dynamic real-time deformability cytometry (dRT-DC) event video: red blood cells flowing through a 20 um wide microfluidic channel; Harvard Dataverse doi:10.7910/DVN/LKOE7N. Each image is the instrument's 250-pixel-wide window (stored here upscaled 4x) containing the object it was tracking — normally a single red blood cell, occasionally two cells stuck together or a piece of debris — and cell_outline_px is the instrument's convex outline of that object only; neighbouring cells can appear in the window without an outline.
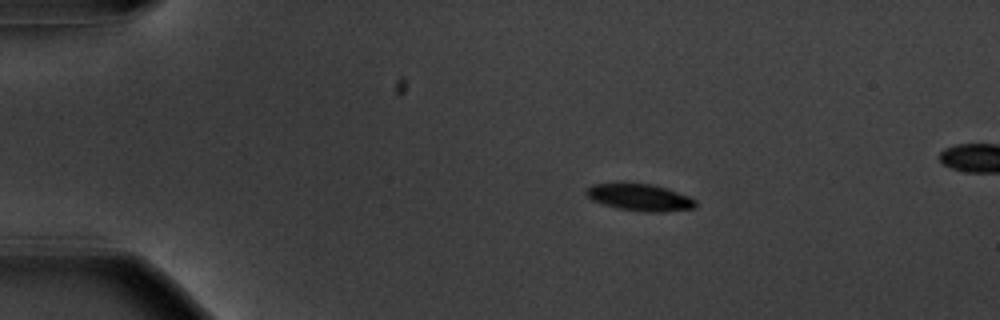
{"species": "common noctule bat (a hibernating species)", "species_latin": "Nyctalus noctula", "temperature_condition": "warm", "stored_images_in_passage": 48, "segment_of_instrument_passage": [1, 2], "camera_frame_rate_fps": 3000, "um_per_image_px": 0.085, "animal": {"sex": "male", "body_mass_g": 20.1, "forearm_length_mm": 53.5}, "frame": {"image": 1, "passage_image": 1, "time_ms": 0.0, "image_size_px": [1000, 320], "cell_outline_px": [[696, 208], [660, 212], [648, 212], [620, 208], [604, 204], [592, 200], [584, 192], [584, 188], [592, 184], [620, 180], [628, 180], [652, 184], [668, 188], [688, 196], [696, 200]], "centroid_in_image_um": [54.32, 16.7], "position_along_channel_um": 30.7, "area_um2": 17.92}}
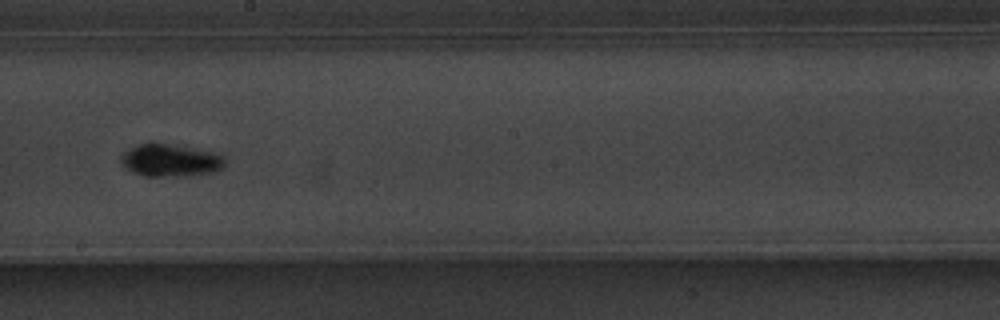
{"frame": {"image": 2, "passage_image": 23, "time_ms": 7.333, "image_size_px": [1000, 320], "cell_outline_px": [[224, 168], [216, 172], [188, 176], [144, 176], [132, 172], [124, 168], [120, 164], [120, 156], [128, 148], [136, 144], [156, 140], [220, 152], [224, 156]], "centroid_in_image_um": [14.49, 13.58], "position_along_channel_um": 233.7, "area_um2": 20.98}}
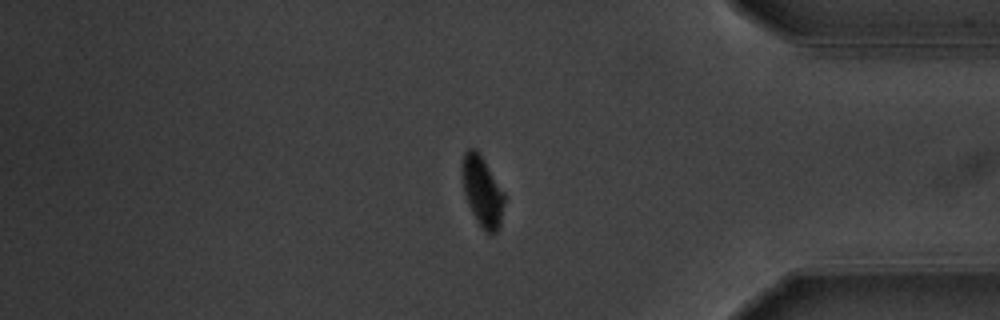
{"frame": {"image": 3, "passage_image": 38, "time_ms": 12.333, "image_size_px": [1000, 320], "cell_outline_px": [[504, 204], [500, 224], [496, 232], [484, 232], [476, 220], [468, 204], [464, 192], [464, 152], [468, 148], [476, 148], [484, 160], [504, 192]], "centroid_in_image_um": [41.02, 16.29], "position_along_channel_um": 394.2, "area_um2": 16.7}}